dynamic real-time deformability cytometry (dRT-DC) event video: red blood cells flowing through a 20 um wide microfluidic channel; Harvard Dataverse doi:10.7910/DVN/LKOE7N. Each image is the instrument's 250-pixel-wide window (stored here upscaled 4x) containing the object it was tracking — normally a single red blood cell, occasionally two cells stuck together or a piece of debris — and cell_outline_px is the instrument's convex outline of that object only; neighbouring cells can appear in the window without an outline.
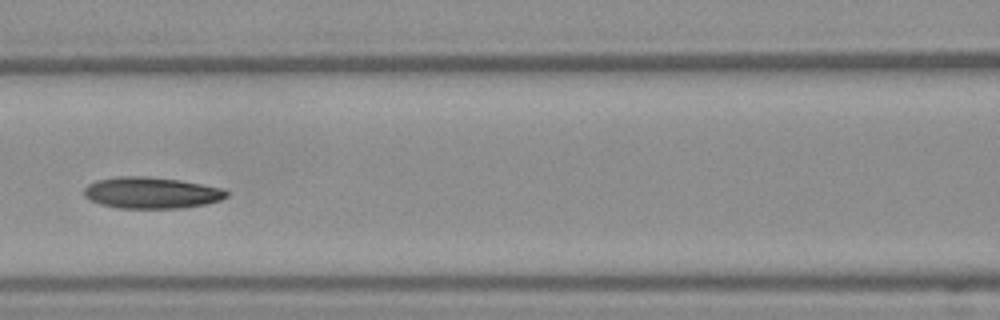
{"species": "Egyptian fruit bat (a non-hibernating species)", "species_latin": "Rousettus aegyptiacus", "temperature_condition": "warm", "stored_images_in_passage": 17, "camera_frame_rate_fps": 3000, "um_per_image_px": 0.085, "frame": {"image": 1, "passage_image": 8, "time_ms": 2.333, "image_size_px": [1000, 320], "cell_outline_px": [[228, 196], [220, 200], [204, 204], [184, 208], [120, 208], [100, 204], [84, 196], [84, 188], [88, 184], [96, 180], [120, 176], [148, 176], [180, 180], [224, 188], [228, 192]], "centroid_in_image_um": [12.88, 16.38], "position_along_channel_um": 153.7, "area_um2": 26.13}}